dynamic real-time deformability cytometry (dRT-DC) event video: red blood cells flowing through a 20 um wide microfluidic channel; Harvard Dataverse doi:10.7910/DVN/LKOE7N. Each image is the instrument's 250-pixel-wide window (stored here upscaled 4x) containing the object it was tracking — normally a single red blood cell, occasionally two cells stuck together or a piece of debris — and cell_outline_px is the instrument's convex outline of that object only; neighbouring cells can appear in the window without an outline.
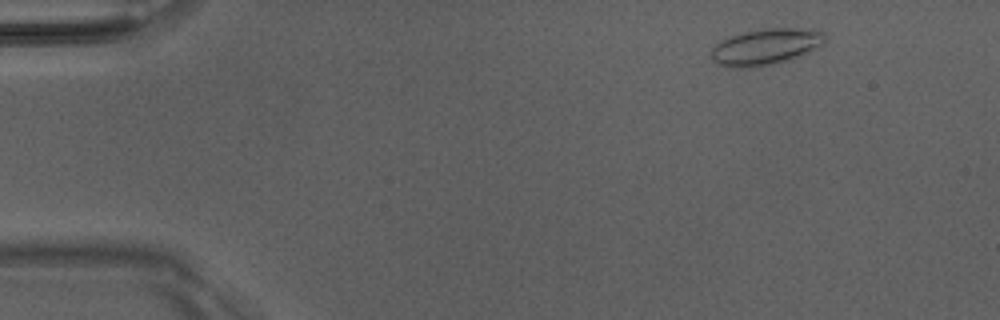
{"species": "Egyptian fruit bat (a non-hibernating species)", "species_latin": "Rousettus aegyptiacus", "temperature_condition": "room temperature", "stored_images_in_passage": 27, "camera_frame_rate_fps": 3000, "um_per_image_px": 0.085, "animal": {"sex": "male"}, "frame": {"image": 1, "passage_image": 5, "time_ms": 1.333, "image_size_px": [1000, 320], "cell_outline_px": [[828, 40], [820, 48], [792, 60], [772, 64], [748, 68], [732, 68], [720, 64], [712, 60], [712, 48], [720, 40], [728, 36], [744, 32], [764, 28], [796, 28], [824, 32]], "centroid_in_image_um": [65.14, 3.98], "position_along_channel_um": 19.9, "area_um2": 24.45}}